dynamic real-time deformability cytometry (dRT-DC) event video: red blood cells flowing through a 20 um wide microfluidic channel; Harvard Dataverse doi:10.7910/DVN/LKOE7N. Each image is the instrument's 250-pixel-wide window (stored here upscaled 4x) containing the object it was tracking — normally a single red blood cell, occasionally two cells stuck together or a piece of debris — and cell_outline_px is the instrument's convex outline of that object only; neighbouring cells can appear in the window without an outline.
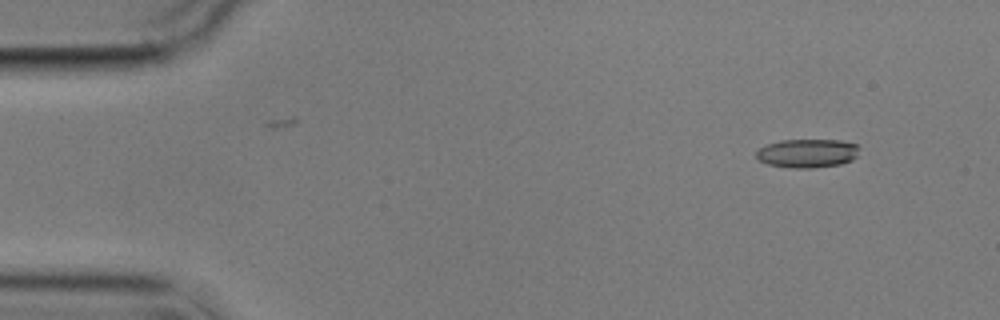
{"species": "common noctule bat (a hibernating species)", "species_latin": "Nyctalus noctula", "temperature_condition": "cold", "stored_images_in_passage": 2, "camera_frame_rate_fps": 3000, "um_per_image_px": 0.085, "animal": {"sex": "male", "body_mass_g": 17.9}, "frame": {"image": 1, "passage_image": 2, "time_ms": 2.0, "image_size_px": [1000, 320], "cell_outline_px": [[860, 148], [856, 156], [852, 160], [840, 164], [812, 168], [792, 168], [768, 164], [756, 160], [756, 152], [764, 144], [780, 140], [840, 140], [856, 144]], "centroid_in_image_um": [68.59, 13.02], "position_along_channel_um": 16.4, "area_um2": 17.4}}